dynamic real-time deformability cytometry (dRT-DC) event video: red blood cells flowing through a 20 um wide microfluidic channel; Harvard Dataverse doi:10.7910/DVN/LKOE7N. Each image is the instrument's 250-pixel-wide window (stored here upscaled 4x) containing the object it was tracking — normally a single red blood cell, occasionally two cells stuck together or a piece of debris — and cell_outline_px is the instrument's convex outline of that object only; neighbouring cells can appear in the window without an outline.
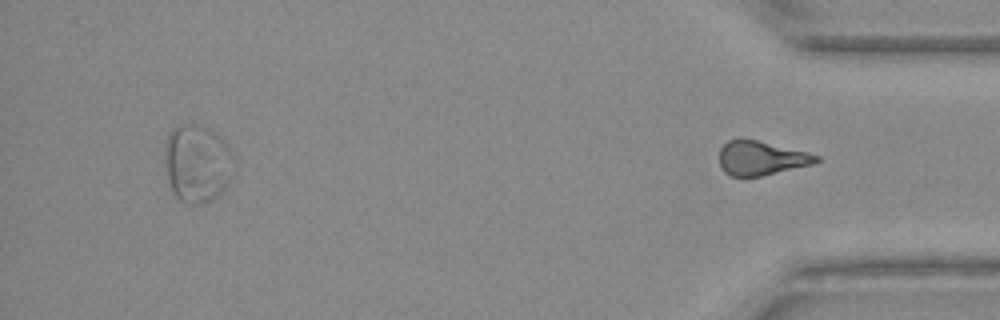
{"species": "Egyptian fruit bat (a non-hibernating species)", "species_latin": "Rousettus aegyptiacus", "temperature_condition": "warm", "stored_images_in_passage": 29, "segment_of_instrument_passage": [2, 2], "camera_frame_rate_fps": 3000, "um_per_image_px": 0.085, "animal": {"sex": "female"}, "frame": {"image": 1, "passage_image": 29, "time_ms": 9.333, "image_size_px": [1000, 320], "cell_outline_px": [[820, 160], [812, 164], [760, 176], [728, 176], [724, 172], [720, 164], [720, 148], [728, 140], [756, 140], [808, 152], [820, 156]], "centroid_in_image_um": [64.69, 13.45], "position_along_channel_um": 370.5, "area_um2": 18.96}}